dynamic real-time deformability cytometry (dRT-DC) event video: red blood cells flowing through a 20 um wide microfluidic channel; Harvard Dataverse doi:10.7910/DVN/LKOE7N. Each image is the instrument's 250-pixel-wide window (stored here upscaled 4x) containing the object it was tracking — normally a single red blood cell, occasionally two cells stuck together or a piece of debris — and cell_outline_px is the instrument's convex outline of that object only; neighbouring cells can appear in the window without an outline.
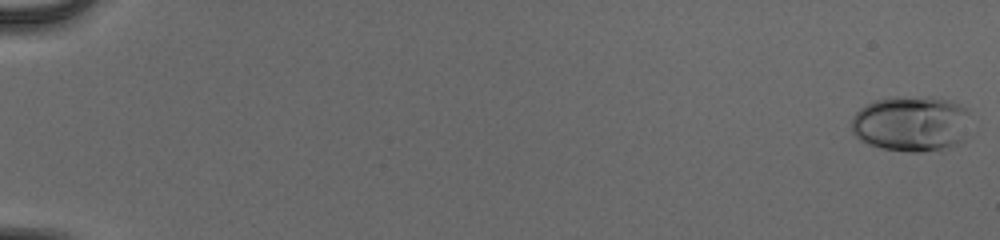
{"species": "human", "species_latin": "Homo sapiens", "temperature_condition": "cold", "stored_images_in_passage": 54, "camera_frame_rate_fps": 3000, "um_per_image_px": 0.085, "donor": {"sex": "male"}, "frame": {"image": 1, "passage_image": 1, "time_ms": 0.0, "image_size_px": [1000, 240], "cell_outline_px": [[968, 112], [964, 140], [940, 152], [912, 152], [880, 148], [868, 144], [860, 140], [852, 132], [852, 116], [860, 108], [876, 100], [928, 96], [932, 96], [948, 100], [960, 104]], "centroid_in_image_um": [77.46, 10.55], "position_along_channel_um": 7.5, "area_um2": 38.61}}
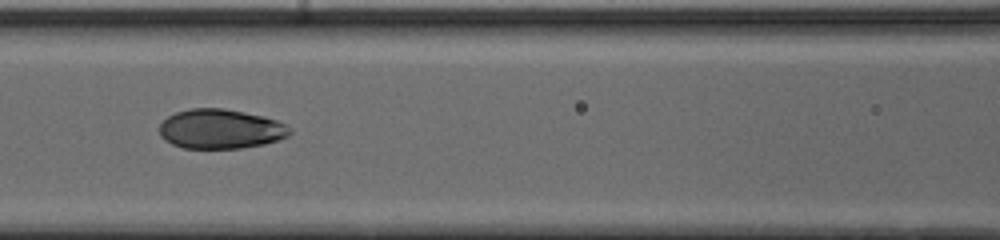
{"frame": {"image": 2, "passage_image": 27, "time_ms": 8.667, "image_size_px": [1000, 240], "cell_outline_px": [[292, 132], [288, 136], [264, 144], [240, 148], [184, 148], [172, 144], [164, 140], [160, 136], [160, 124], [168, 116], [176, 112], [192, 108], [224, 108], [264, 116], [276, 120], [284, 124]], "centroid_in_image_um": [18.72, 10.96], "position_along_channel_um": 147.9, "area_um2": 29.94}}
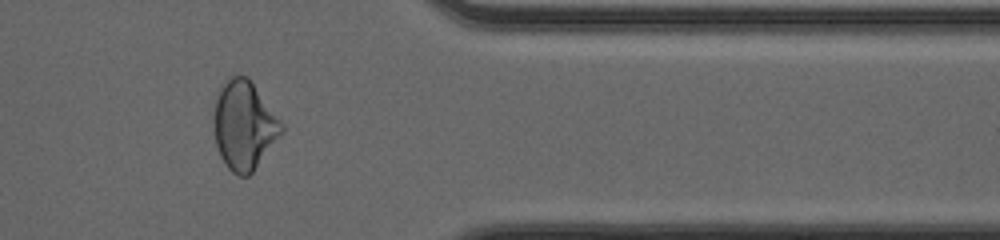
{"frame": {"image": 3, "passage_image": 46, "time_ms": 15.0, "image_size_px": [1000, 240], "cell_outline_px": [[284, 132], [252, 172], [248, 176], [240, 176], [232, 172], [224, 164], [220, 156], [216, 144], [212, 124], [212, 104], [220, 88], [232, 76], [248, 76], [284, 124]], "centroid_in_image_um": [20.73, 10.65], "position_along_channel_um": 390.7, "area_um2": 35.49}, "authors_computed_cell_mechanics": {"area_um2": 31.4721, "velocity_mm_per_s": 4.0009, "shape_relaxation_time_tau1_ms": 4.3503, "shape_relaxation_time_tau2_ms": 1.0997, "deformation_change_tau1": 0.1674, "deformation_change_tau2": 0.0519}}